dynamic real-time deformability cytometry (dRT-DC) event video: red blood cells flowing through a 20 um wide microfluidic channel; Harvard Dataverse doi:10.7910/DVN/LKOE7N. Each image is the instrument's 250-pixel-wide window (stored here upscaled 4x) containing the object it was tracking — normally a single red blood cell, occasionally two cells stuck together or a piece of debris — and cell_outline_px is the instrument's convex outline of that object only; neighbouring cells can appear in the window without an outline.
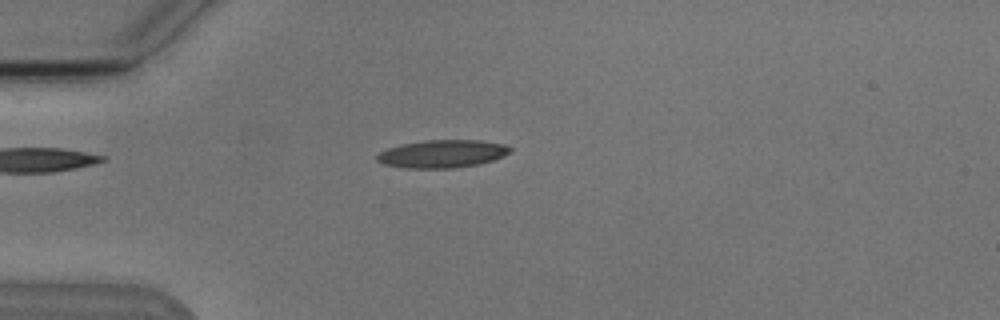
{"species": "Egyptian fruit bat (a non-hibernating species)", "species_latin": "Rousettus aegyptiacus", "temperature_condition": "cold", "stored_images_in_passage": 3, "camera_frame_rate_fps": 3000, "um_per_image_px": 0.085, "animal": {"sex": "male"}, "frame": {"image": 1, "passage_image": 3, "time_ms": 2.0, "image_size_px": [1000, 320], "cell_outline_px": [[512, 152], [492, 160], [480, 164], [456, 168], [408, 168], [384, 164], [376, 160], [376, 156], [380, 152], [388, 148], [404, 144], [424, 140], [480, 140], [504, 144], [512, 148]], "centroid_in_image_um": [37.62, 13.07], "position_along_channel_um": 47.4, "area_um2": 21.56}}